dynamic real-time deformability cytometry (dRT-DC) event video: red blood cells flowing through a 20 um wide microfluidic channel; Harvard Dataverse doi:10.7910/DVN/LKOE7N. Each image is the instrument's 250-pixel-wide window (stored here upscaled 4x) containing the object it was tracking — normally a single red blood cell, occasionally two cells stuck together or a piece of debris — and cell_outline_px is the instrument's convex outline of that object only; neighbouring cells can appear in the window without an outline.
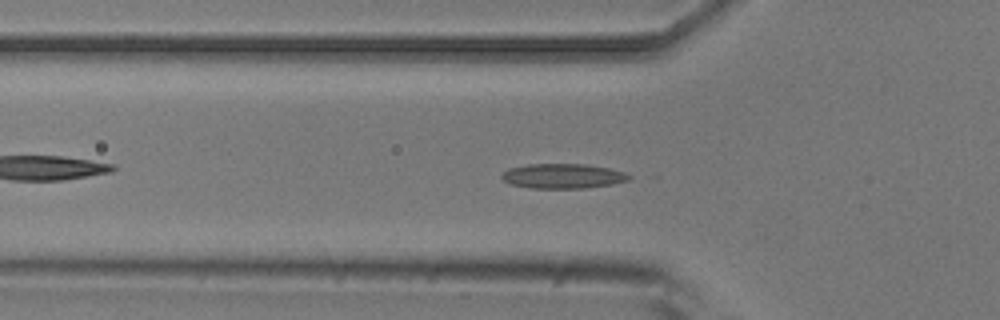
{"species": "common noctule bat (a hibernating species)", "species_latin": "Nyctalus noctula", "temperature_condition": "room temperature", "stored_images_in_passage": 23, "camera_frame_rate_fps": 3000, "um_per_image_px": 0.085, "animal": {"sex": "male", "body_mass_g": 20.5, "forearm_length_mm": 52.5}, "frame": {"image": 1, "passage_image": 11, "time_ms": 3.333, "image_size_px": [1000, 320], "cell_outline_px": [[632, 176], [628, 180], [612, 184], [584, 188], [532, 188], [512, 184], [504, 180], [500, 176], [508, 168], [528, 164], [584, 164], [608, 168], [624, 172]], "centroid_in_image_um": [47.84, 14.96], "position_along_channel_um": 78.0, "area_um2": 18.21}}
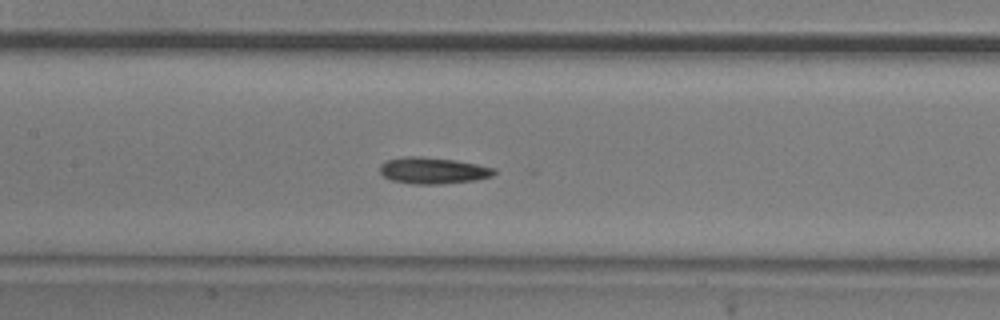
{"frame": {"image": 2, "passage_image": 18, "time_ms": 5.667, "image_size_px": [1000, 320], "cell_outline_px": [[496, 172], [492, 176], [476, 180], [440, 184], [412, 184], [392, 180], [384, 176], [380, 172], [380, 164], [388, 160], [408, 156], [420, 156], [456, 160], [496, 168]], "centroid_in_image_um": [36.82, 14.5], "position_along_channel_um": 170.6, "area_um2": 17.57}}
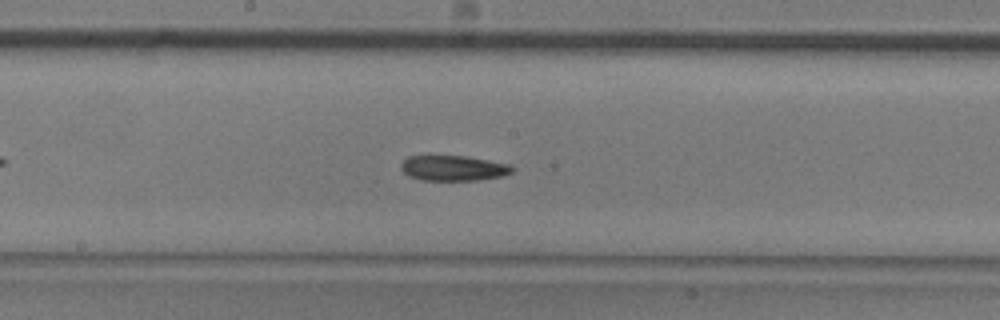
{"frame": {"image": 3, "passage_image": 21, "time_ms": 6.667, "image_size_px": [1000, 320], "cell_outline_px": [[516, 168], [512, 172], [504, 176], [476, 180], [420, 180], [408, 176], [400, 168], [400, 164], [408, 156], [464, 156], [512, 164]], "centroid_in_image_um": [38.56, 14.29], "position_along_channel_um": 209.6, "area_um2": 16.53}}